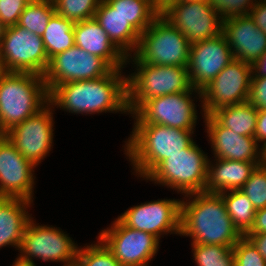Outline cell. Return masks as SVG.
<instances>
[{
	"mask_svg": "<svg viewBox=\"0 0 266 266\" xmlns=\"http://www.w3.org/2000/svg\"><path fill=\"white\" fill-rule=\"evenodd\" d=\"M36 168L4 135H0V197L34 202Z\"/></svg>",
	"mask_w": 266,
	"mask_h": 266,
	"instance_id": "obj_17",
	"label": "cell"
},
{
	"mask_svg": "<svg viewBox=\"0 0 266 266\" xmlns=\"http://www.w3.org/2000/svg\"><path fill=\"white\" fill-rule=\"evenodd\" d=\"M261 164L266 168V145L262 148V162Z\"/></svg>",
	"mask_w": 266,
	"mask_h": 266,
	"instance_id": "obj_46",
	"label": "cell"
},
{
	"mask_svg": "<svg viewBox=\"0 0 266 266\" xmlns=\"http://www.w3.org/2000/svg\"><path fill=\"white\" fill-rule=\"evenodd\" d=\"M11 266H37V264L23 261L17 256Z\"/></svg>",
	"mask_w": 266,
	"mask_h": 266,
	"instance_id": "obj_44",
	"label": "cell"
},
{
	"mask_svg": "<svg viewBox=\"0 0 266 266\" xmlns=\"http://www.w3.org/2000/svg\"><path fill=\"white\" fill-rule=\"evenodd\" d=\"M252 76L251 64L234 59L202 91V110L212 114L215 110L247 102Z\"/></svg>",
	"mask_w": 266,
	"mask_h": 266,
	"instance_id": "obj_15",
	"label": "cell"
},
{
	"mask_svg": "<svg viewBox=\"0 0 266 266\" xmlns=\"http://www.w3.org/2000/svg\"><path fill=\"white\" fill-rule=\"evenodd\" d=\"M181 199H157L129 207L118 219L135 230L144 231L159 240L168 234L180 236Z\"/></svg>",
	"mask_w": 266,
	"mask_h": 266,
	"instance_id": "obj_14",
	"label": "cell"
},
{
	"mask_svg": "<svg viewBox=\"0 0 266 266\" xmlns=\"http://www.w3.org/2000/svg\"><path fill=\"white\" fill-rule=\"evenodd\" d=\"M34 218L29 220L25 228L17 256L34 264H37V260L61 263L62 266L76 262L79 245L75 240L61 228L40 225Z\"/></svg>",
	"mask_w": 266,
	"mask_h": 266,
	"instance_id": "obj_9",
	"label": "cell"
},
{
	"mask_svg": "<svg viewBox=\"0 0 266 266\" xmlns=\"http://www.w3.org/2000/svg\"><path fill=\"white\" fill-rule=\"evenodd\" d=\"M222 33L234 59L252 65L266 51V34L255 25L249 15L224 19Z\"/></svg>",
	"mask_w": 266,
	"mask_h": 266,
	"instance_id": "obj_20",
	"label": "cell"
},
{
	"mask_svg": "<svg viewBox=\"0 0 266 266\" xmlns=\"http://www.w3.org/2000/svg\"><path fill=\"white\" fill-rule=\"evenodd\" d=\"M254 138L262 148L266 145V109H258Z\"/></svg>",
	"mask_w": 266,
	"mask_h": 266,
	"instance_id": "obj_39",
	"label": "cell"
},
{
	"mask_svg": "<svg viewBox=\"0 0 266 266\" xmlns=\"http://www.w3.org/2000/svg\"><path fill=\"white\" fill-rule=\"evenodd\" d=\"M151 5L158 14L165 12L170 6L179 2V0H150Z\"/></svg>",
	"mask_w": 266,
	"mask_h": 266,
	"instance_id": "obj_43",
	"label": "cell"
},
{
	"mask_svg": "<svg viewBox=\"0 0 266 266\" xmlns=\"http://www.w3.org/2000/svg\"><path fill=\"white\" fill-rule=\"evenodd\" d=\"M125 69H113L99 79L73 81L54 86L49 93L53 108L76 115L120 113L128 111L127 75Z\"/></svg>",
	"mask_w": 266,
	"mask_h": 266,
	"instance_id": "obj_1",
	"label": "cell"
},
{
	"mask_svg": "<svg viewBox=\"0 0 266 266\" xmlns=\"http://www.w3.org/2000/svg\"><path fill=\"white\" fill-rule=\"evenodd\" d=\"M258 109L249 101L225 106L211 115L225 128L242 136L254 137Z\"/></svg>",
	"mask_w": 266,
	"mask_h": 266,
	"instance_id": "obj_25",
	"label": "cell"
},
{
	"mask_svg": "<svg viewBox=\"0 0 266 266\" xmlns=\"http://www.w3.org/2000/svg\"><path fill=\"white\" fill-rule=\"evenodd\" d=\"M203 119L212 158L262 162V147L254 137L242 136L223 127L211 114H205Z\"/></svg>",
	"mask_w": 266,
	"mask_h": 266,
	"instance_id": "obj_19",
	"label": "cell"
},
{
	"mask_svg": "<svg viewBox=\"0 0 266 266\" xmlns=\"http://www.w3.org/2000/svg\"><path fill=\"white\" fill-rule=\"evenodd\" d=\"M233 60L234 56L223 33L190 44L187 69L193 88L202 91Z\"/></svg>",
	"mask_w": 266,
	"mask_h": 266,
	"instance_id": "obj_18",
	"label": "cell"
},
{
	"mask_svg": "<svg viewBox=\"0 0 266 266\" xmlns=\"http://www.w3.org/2000/svg\"><path fill=\"white\" fill-rule=\"evenodd\" d=\"M48 102L43 76L5 72L0 77V135L37 113Z\"/></svg>",
	"mask_w": 266,
	"mask_h": 266,
	"instance_id": "obj_4",
	"label": "cell"
},
{
	"mask_svg": "<svg viewBox=\"0 0 266 266\" xmlns=\"http://www.w3.org/2000/svg\"><path fill=\"white\" fill-rule=\"evenodd\" d=\"M33 205L23 198L0 197V250L13 247L19 251L25 228L33 217L29 213Z\"/></svg>",
	"mask_w": 266,
	"mask_h": 266,
	"instance_id": "obj_22",
	"label": "cell"
},
{
	"mask_svg": "<svg viewBox=\"0 0 266 266\" xmlns=\"http://www.w3.org/2000/svg\"><path fill=\"white\" fill-rule=\"evenodd\" d=\"M196 266H235L233 246L191 243Z\"/></svg>",
	"mask_w": 266,
	"mask_h": 266,
	"instance_id": "obj_30",
	"label": "cell"
},
{
	"mask_svg": "<svg viewBox=\"0 0 266 266\" xmlns=\"http://www.w3.org/2000/svg\"><path fill=\"white\" fill-rule=\"evenodd\" d=\"M180 236L191 243L234 246L243 235L234 226L219 193L182 196Z\"/></svg>",
	"mask_w": 266,
	"mask_h": 266,
	"instance_id": "obj_2",
	"label": "cell"
},
{
	"mask_svg": "<svg viewBox=\"0 0 266 266\" xmlns=\"http://www.w3.org/2000/svg\"><path fill=\"white\" fill-rule=\"evenodd\" d=\"M185 35L190 44L222 33L223 19L208 0L178 2L161 14Z\"/></svg>",
	"mask_w": 266,
	"mask_h": 266,
	"instance_id": "obj_16",
	"label": "cell"
},
{
	"mask_svg": "<svg viewBox=\"0 0 266 266\" xmlns=\"http://www.w3.org/2000/svg\"><path fill=\"white\" fill-rule=\"evenodd\" d=\"M65 266H81V265L79 264L78 261H76L74 263H71V264H68V265H65Z\"/></svg>",
	"mask_w": 266,
	"mask_h": 266,
	"instance_id": "obj_48",
	"label": "cell"
},
{
	"mask_svg": "<svg viewBox=\"0 0 266 266\" xmlns=\"http://www.w3.org/2000/svg\"><path fill=\"white\" fill-rule=\"evenodd\" d=\"M94 18L126 57L135 53L141 34L106 0L100 1Z\"/></svg>",
	"mask_w": 266,
	"mask_h": 266,
	"instance_id": "obj_24",
	"label": "cell"
},
{
	"mask_svg": "<svg viewBox=\"0 0 266 266\" xmlns=\"http://www.w3.org/2000/svg\"><path fill=\"white\" fill-rule=\"evenodd\" d=\"M113 68L101 57L86 52L75 44L49 59L43 75L47 91L54 86L81 80L99 79Z\"/></svg>",
	"mask_w": 266,
	"mask_h": 266,
	"instance_id": "obj_13",
	"label": "cell"
},
{
	"mask_svg": "<svg viewBox=\"0 0 266 266\" xmlns=\"http://www.w3.org/2000/svg\"><path fill=\"white\" fill-rule=\"evenodd\" d=\"M240 191L256 210L266 207V168L262 164L255 167Z\"/></svg>",
	"mask_w": 266,
	"mask_h": 266,
	"instance_id": "obj_33",
	"label": "cell"
},
{
	"mask_svg": "<svg viewBox=\"0 0 266 266\" xmlns=\"http://www.w3.org/2000/svg\"><path fill=\"white\" fill-rule=\"evenodd\" d=\"M234 226L244 236L253 226L256 209L252 202L240 190H228L219 193Z\"/></svg>",
	"mask_w": 266,
	"mask_h": 266,
	"instance_id": "obj_27",
	"label": "cell"
},
{
	"mask_svg": "<svg viewBox=\"0 0 266 266\" xmlns=\"http://www.w3.org/2000/svg\"><path fill=\"white\" fill-rule=\"evenodd\" d=\"M73 29L76 46L103 58L113 69L127 67V57L112 43L94 17L76 22Z\"/></svg>",
	"mask_w": 266,
	"mask_h": 266,
	"instance_id": "obj_21",
	"label": "cell"
},
{
	"mask_svg": "<svg viewBox=\"0 0 266 266\" xmlns=\"http://www.w3.org/2000/svg\"><path fill=\"white\" fill-rule=\"evenodd\" d=\"M190 43L179 29L159 14L140 35L135 53L127 61L150 65L187 67Z\"/></svg>",
	"mask_w": 266,
	"mask_h": 266,
	"instance_id": "obj_7",
	"label": "cell"
},
{
	"mask_svg": "<svg viewBox=\"0 0 266 266\" xmlns=\"http://www.w3.org/2000/svg\"><path fill=\"white\" fill-rule=\"evenodd\" d=\"M193 98V99H192ZM200 102L202 119V93L193 88L185 92L168 94L147 100L135 113L129 115L133 124H160L172 128L196 131L198 111L196 102Z\"/></svg>",
	"mask_w": 266,
	"mask_h": 266,
	"instance_id": "obj_8",
	"label": "cell"
},
{
	"mask_svg": "<svg viewBox=\"0 0 266 266\" xmlns=\"http://www.w3.org/2000/svg\"><path fill=\"white\" fill-rule=\"evenodd\" d=\"M0 61L5 72L44 75L49 59L42 36L16 25L8 26L0 43Z\"/></svg>",
	"mask_w": 266,
	"mask_h": 266,
	"instance_id": "obj_10",
	"label": "cell"
},
{
	"mask_svg": "<svg viewBox=\"0 0 266 266\" xmlns=\"http://www.w3.org/2000/svg\"><path fill=\"white\" fill-rule=\"evenodd\" d=\"M56 110L48 102L37 113L3 134L21 155L36 167L50 155L54 146Z\"/></svg>",
	"mask_w": 266,
	"mask_h": 266,
	"instance_id": "obj_11",
	"label": "cell"
},
{
	"mask_svg": "<svg viewBox=\"0 0 266 266\" xmlns=\"http://www.w3.org/2000/svg\"><path fill=\"white\" fill-rule=\"evenodd\" d=\"M126 21L142 34L159 15L150 0H106Z\"/></svg>",
	"mask_w": 266,
	"mask_h": 266,
	"instance_id": "obj_28",
	"label": "cell"
},
{
	"mask_svg": "<svg viewBox=\"0 0 266 266\" xmlns=\"http://www.w3.org/2000/svg\"><path fill=\"white\" fill-rule=\"evenodd\" d=\"M252 75L254 77L266 76V51L252 65Z\"/></svg>",
	"mask_w": 266,
	"mask_h": 266,
	"instance_id": "obj_42",
	"label": "cell"
},
{
	"mask_svg": "<svg viewBox=\"0 0 266 266\" xmlns=\"http://www.w3.org/2000/svg\"><path fill=\"white\" fill-rule=\"evenodd\" d=\"M97 241L79 246L77 261L81 266H121L111 250L96 236Z\"/></svg>",
	"mask_w": 266,
	"mask_h": 266,
	"instance_id": "obj_31",
	"label": "cell"
},
{
	"mask_svg": "<svg viewBox=\"0 0 266 266\" xmlns=\"http://www.w3.org/2000/svg\"><path fill=\"white\" fill-rule=\"evenodd\" d=\"M55 11L68 20L81 22L94 17L101 0H52Z\"/></svg>",
	"mask_w": 266,
	"mask_h": 266,
	"instance_id": "obj_32",
	"label": "cell"
},
{
	"mask_svg": "<svg viewBox=\"0 0 266 266\" xmlns=\"http://www.w3.org/2000/svg\"><path fill=\"white\" fill-rule=\"evenodd\" d=\"M5 73L3 67H2V63L0 61V77Z\"/></svg>",
	"mask_w": 266,
	"mask_h": 266,
	"instance_id": "obj_47",
	"label": "cell"
},
{
	"mask_svg": "<svg viewBox=\"0 0 266 266\" xmlns=\"http://www.w3.org/2000/svg\"><path fill=\"white\" fill-rule=\"evenodd\" d=\"M55 12L52 0H32L23 10L17 25L42 36Z\"/></svg>",
	"mask_w": 266,
	"mask_h": 266,
	"instance_id": "obj_29",
	"label": "cell"
},
{
	"mask_svg": "<svg viewBox=\"0 0 266 266\" xmlns=\"http://www.w3.org/2000/svg\"><path fill=\"white\" fill-rule=\"evenodd\" d=\"M124 141L123 152L130 162L132 174L143 180L161 161L180 153L195 140L196 131L160 124H133Z\"/></svg>",
	"mask_w": 266,
	"mask_h": 266,
	"instance_id": "obj_3",
	"label": "cell"
},
{
	"mask_svg": "<svg viewBox=\"0 0 266 266\" xmlns=\"http://www.w3.org/2000/svg\"><path fill=\"white\" fill-rule=\"evenodd\" d=\"M205 1V0H179V2Z\"/></svg>",
	"mask_w": 266,
	"mask_h": 266,
	"instance_id": "obj_49",
	"label": "cell"
},
{
	"mask_svg": "<svg viewBox=\"0 0 266 266\" xmlns=\"http://www.w3.org/2000/svg\"><path fill=\"white\" fill-rule=\"evenodd\" d=\"M244 236L255 245V247L258 249V252L266 261V233L245 234Z\"/></svg>",
	"mask_w": 266,
	"mask_h": 266,
	"instance_id": "obj_41",
	"label": "cell"
},
{
	"mask_svg": "<svg viewBox=\"0 0 266 266\" xmlns=\"http://www.w3.org/2000/svg\"><path fill=\"white\" fill-rule=\"evenodd\" d=\"M6 26L2 23V21L0 20V43L1 40L3 39V36L5 34V30H6Z\"/></svg>",
	"mask_w": 266,
	"mask_h": 266,
	"instance_id": "obj_45",
	"label": "cell"
},
{
	"mask_svg": "<svg viewBox=\"0 0 266 266\" xmlns=\"http://www.w3.org/2000/svg\"><path fill=\"white\" fill-rule=\"evenodd\" d=\"M196 141L161 161L143 180L183 196L205 191L209 155Z\"/></svg>",
	"mask_w": 266,
	"mask_h": 266,
	"instance_id": "obj_6",
	"label": "cell"
},
{
	"mask_svg": "<svg viewBox=\"0 0 266 266\" xmlns=\"http://www.w3.org/2000/svg\"><path fill=\"white\" fill-rule=\"evenodd\" d=\"M249 16L255 25L266 34V0H257Z\"/></svg>",
	"mask_w": 266,
	"mask_h": 266,
	"instance_id": "obj_38",
	"label": "cell"
},
{
	"mask_svg": "<svg viewBox=\"0 0 266 266\" xmlns=\"http://www.w3.org/2000/svg\"><path fill=\"white\" fill-rule=\"evenodd\" d=\"M235 266H266V261L255 245L243 236L234 246Z\"/></svg>",
	"mask_w": 266,
	"mask_h": 266,
	"instance_id": "obj_34",
	"label": "cell"
},
{
	"mask_svg": "<svg viewBox=\"0 0 266 266\" xmlns=\"http://www.w3.org/2000/svg\"><path fill=\"white\" fill-rule=\"evenodd\" d=\"M98 237L111 250L121 266H151L149 263L159 252V240L154 235L125 226L118 218Z\"/></svg>",
	"mask_w": 266,
	"mask_h": 266,
	"instance_id": "obj_12",
	"label": "cell"
},
{
	"mask_svg": "<svg viewBox=\"0 0 266 266\" xmlns=\"http://www.w3.org/2000/svg\"><path fill=\"white\" fill-rule=\"evenodd\" d=\"M32 0H0V20L8 27L18 23L25 7Z\"/></svg>",
	"mask_w": 266,
	"mask_h": 266,
	"instance_id": "obj_36",
	"label": "cell"
},
{
	"mask_svg": "<svg viewBox=\"0 0 266 266\" xmlns=\"http://www.w3.org/2000/svg\"><path fill=\"white\" fill-rule=\"evenodd\" d=\"M257 0H208L224 20L234 16L249 15Z\"/></svg>",
	"mask_w": 266,
	"mask_h": 266,
	"instance_id": "obj_35",
	"label": "cell"
},
{
	"mask_svg": "<svg viewBox=\"0 0 266 266\" xmlns=\"http://www.w3.org/2000/svg\"><path fill=\"white\" fill-rule=\"evenodd\" d=\"M248 101L257 109H266V76H251L250 94Z\"/></svg>",
	"mask_w": 266,
	"mask_h": 266,
	"instance_id": "obj_37",
	"label": "cell"
},
{
	"mask_svg": "<svg viewBox=\"0 0 266 266\" xmlns=\"http://www.w3.org/2000/svg\"><path fill=\"white\" fill-rule=\"evenodd\" d=\"M266 233V207L256 210L253 226L246 234Z\"/></svg>",
	"mask_w": 266,
	"mask_h": 266,
	"instance_id": "obj_40",
	"label": "cell"
},
{
	"mask_svg": "<svg viewBox=\"0 0 266 266\" xmlns=\"http://www.w3.org/2000/svg\"><path fill=\"white\" fill-rule=\"evenodd\" d=\"M74 22L54 13L42 35L48 59L74 45Z\"/></svg>",
	"mask_w": 266,
	"mask_h": 266,
	"instance_id": "obj_26",
	"label": "cell"
},
{
	"mask_svg": "<svg viewBox=\"0 0 266 266\" xmlns=\"http://www.w3.org/2000/svg\"><path fill=\"white\" fill-rule=\"evenodd\" d=\"M261 162L235 161L209 157L205 192L240 190Z\"/></svg>",
	"mask_w": 266,
	"mask_h": 266,
	"instance_id": "obj_23",
	"label": "cell"
},
{
	"mask_svg": "<svg viewBox=\"0 0 266 266\" xmlns=\"http://www.w3.org/2000/svg\"><path fill=\"white\" fill-rule=\"evenodd\" d=\"M134 68L127 74L128 111L135 113L147 100L192 90L187 67L150 65L127 61Z\"/></svg>",
	"mask_w": 266,
	"mask_h": 266,
	"instance_id": "obj_5",
	"label": "cell"
}]
</instances>
